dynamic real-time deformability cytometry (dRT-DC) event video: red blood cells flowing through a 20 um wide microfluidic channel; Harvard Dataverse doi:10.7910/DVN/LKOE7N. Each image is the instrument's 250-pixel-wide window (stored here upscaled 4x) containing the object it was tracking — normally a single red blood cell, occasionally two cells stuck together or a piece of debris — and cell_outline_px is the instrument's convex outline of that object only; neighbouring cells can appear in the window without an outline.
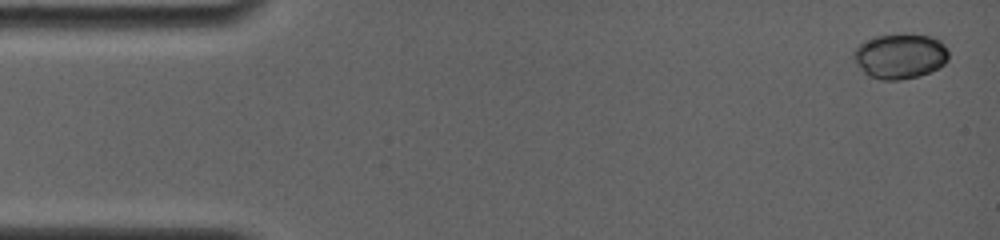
{"species": "common noctule bat (a hibernating species)", "species_latin": "Nyctalus noctula", "temperature_condition": "room temperature", "stored_images_in_passage": 5, "camera_frame_rate_fps": 4000, "um_per_image_px": 0.085, "animal": {"sex": "female", "body_mass_g": 19.0, "forearm_length_mm": 56.7}, "frame": {"image": 1, "passage_image": 1, "time_ms": 0.0, "image_size_px": [1000, 240], "cell_outline_px": [[948, 60], [944, 64], [920, 76], [900, 80], [880, 80], [868, 76], [864, 72], [852, 56], [852, 52], [864, 40], [876, 36], [928, 36], [940, 40], [948, 48]], "centroid_in_image_um": [76.5, 4.8], "position_along_channel_um": 8.5, "area_um2": 24.57}}
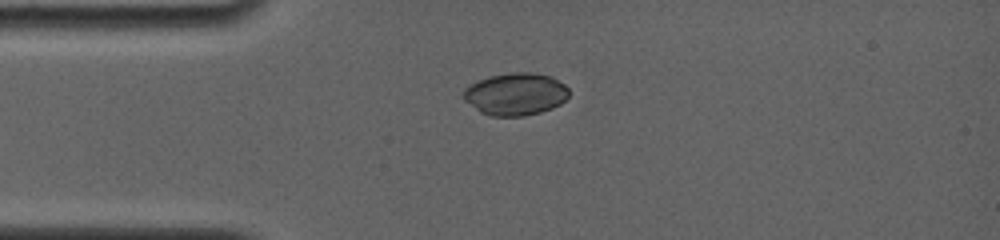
{"frame": {"image": 2, "passage_image": 4, "time_ms": 3.5, "image_size_px": [1000, 240], "cell_outline_px": [[568, 96], [560, 104], [552, 108], [540, 112], [524, 116], [492, 116], [480, 112], [464, 100], [464, 88], [476, 80], [488, 76], [512, 72], [532, 72], [552, 76], [564, 84], [568, 88]], "centroid_in_image_um": [43.81, 7.98], "position_along_channel_um": 41.2, "area_um2": 26.18}}
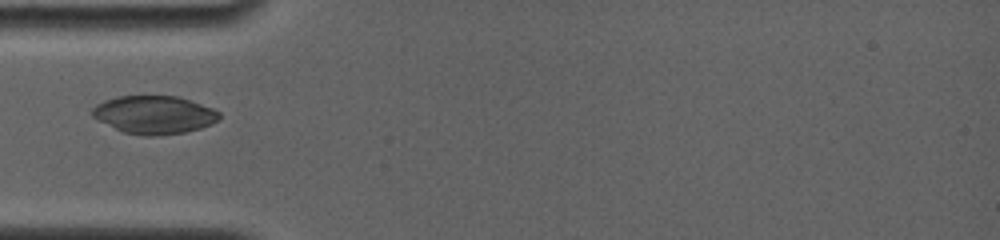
{"frame": {"image": 3, "passage_image": 5, "time_ms": 4.75, "image_size_px": [1000, 240], "cell_outline_px": [[220, 116], [212, 124], [200, 128], [184, 132], [152, 136], [144, 136], [124, 132], [92, 116], [92, 108], [96, 104], [104, 100], [120, 96], [180, 96], [212, 108], [220, 112]], "centroid_in_image_um": [13.12, 9.74], "position_along_channel_um": 71.9, "area_um2": 27.92}}